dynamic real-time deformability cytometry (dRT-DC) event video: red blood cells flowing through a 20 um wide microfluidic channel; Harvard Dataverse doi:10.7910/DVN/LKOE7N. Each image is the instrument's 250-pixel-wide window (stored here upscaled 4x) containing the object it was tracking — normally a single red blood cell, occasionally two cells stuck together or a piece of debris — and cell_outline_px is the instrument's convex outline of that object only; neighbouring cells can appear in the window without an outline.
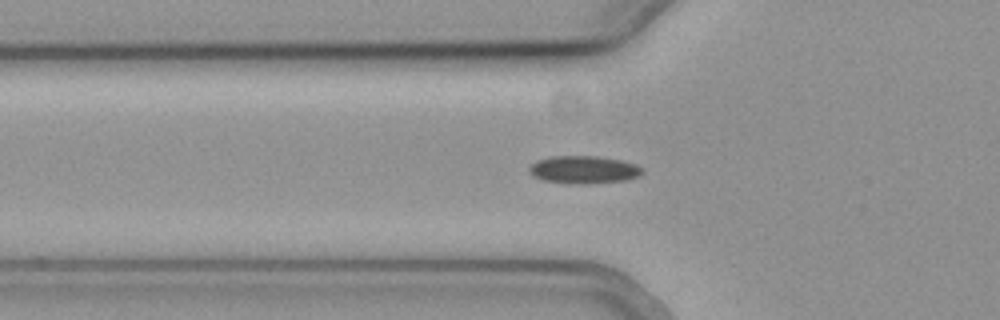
{"species": "common noctule bat (a hibernating species)", "species_latin": "Nyctalus noctula", "temperature_condition": "cold", "stored_images_in_passage": 39, "camera_frame_rate_fps": 3000, "um_per_image_px": 0.085, "animal": {"sex": "female", "body_mass_g": 19.3, "forearm_length_mm": 54.1}, "frame": {"image": 1, "passage_image": 8, "time_ms": 2.333, "image_size_px": [1000, 320], "cell_outline_px": [[644, 172], [628, 180], [584, 184], [572, 184], [544, 180], [532, 176], [528, 172], [528, 168], [536, 160], [552, 156], [596, 156], [620, 160], [636, 164], [644, 168]], "centroid_in_image_um": [49.6, 14.42], "position_along_channel_um": 76.2, "area_um2": 18.38}}
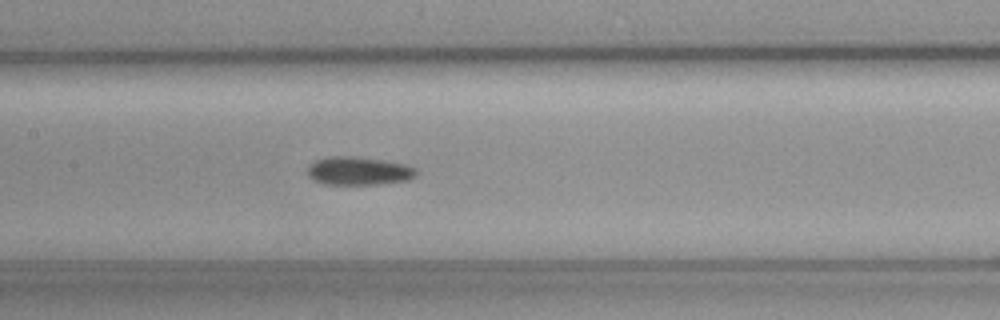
{"frame": {"image": 2, "passage_image": 16, "time_ms": 5.0, "image_size_px": [1000, 320], "cell_outline_px": [[416, 176], [408, 180], [380, 184], [324, 184], [308, 176], [308, 168], [316, 160], [332, 156], [348, 156], [380, 160], [404, 164], [416, 168]], "centroid_in_image_um": [30.5, 14.54], "position_along_channel_um": 176.9, "area_um2": 17.57}}
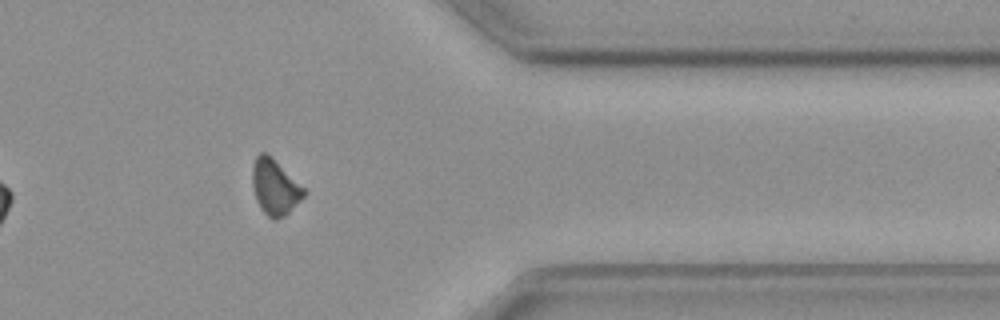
{"frame": {"image": 3, "passage_image": 34, "time_ms": 11.0, "image_size_px": [1000, 320], "cell_outline_px": [[308, 192], [284, 216], [276, 220], [272, 220], [260, 208], [256, 200], [252, 188], [252, 168], [256, 156], [260, 152], [268, 152]], "centroid_in_image_um": [23.34, 15.88], "position_along_channel_um": 388.1, "area_um2": 16.76}, "authors_computed_cell_mechanics": {"area_um2": 17.8024, "velocity_mm_per_s": 3.7639, "shape_relaxation_time_tau1_ms": 4.1689, "shape_relaxation_time_tau2_ms": null, "deformation_change_tau1": 0.0823, "deformation_change_tau2": null}}